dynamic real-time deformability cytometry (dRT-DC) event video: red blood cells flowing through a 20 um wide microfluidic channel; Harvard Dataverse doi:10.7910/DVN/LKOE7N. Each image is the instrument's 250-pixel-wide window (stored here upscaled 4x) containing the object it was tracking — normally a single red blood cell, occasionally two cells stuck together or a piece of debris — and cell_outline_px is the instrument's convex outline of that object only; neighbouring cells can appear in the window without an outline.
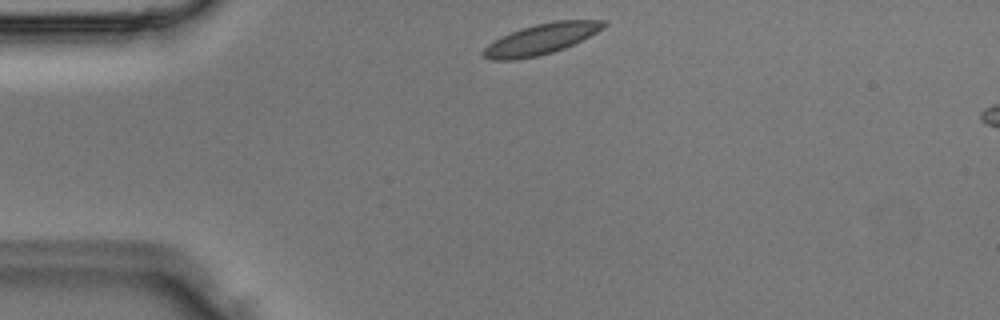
{"species": "Egyptian fruit bat (a non-hibernating species)", "species_latin": "Rousettus aegyptiacus", "temperature_condition": "room temperature", "stored_images_in_passage": 2, "camera_frame_rate_fps": 3000, "um_per_image_px": 0.085, "animal": {"sex": "male"}, "frame": {"image": 1, "passage_image": 1, "time_ms": 0.0, "image_size_px": [1000, 320], "cell_outline_px": [[608, 24], [604, 28], [564, 48], [552, 52], [536, 56], [516, 60], [492, 60], [484, 56], [480, 52], [488, 44], [520, 28], [536, 24], [556, 20], [604, 20]], "centroid_in_image_um": [45.99, 3.32], "position_along_channel_um": 39.0, "area_um2": 21.15}}